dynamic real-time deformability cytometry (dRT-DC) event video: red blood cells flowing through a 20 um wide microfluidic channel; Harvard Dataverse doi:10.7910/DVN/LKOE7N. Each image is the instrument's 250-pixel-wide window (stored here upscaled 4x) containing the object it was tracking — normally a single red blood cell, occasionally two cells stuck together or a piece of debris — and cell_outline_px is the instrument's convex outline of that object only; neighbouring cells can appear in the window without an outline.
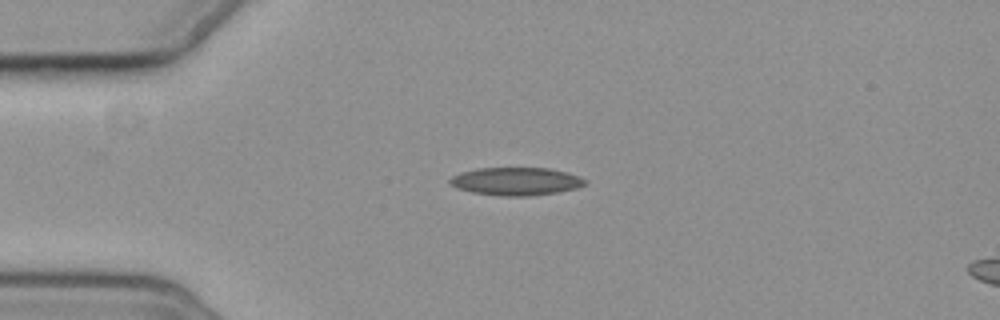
{"species": "common noctule bat (a hibernating species)", "species_latin": "Nyctalus noctula", "temperature_condition": "cold", "stored_images_in_passage": 5, "camera_frame_rate_fps": 3000, "um_per_image_px": 0.085, "animal": {"sex": "female", "body_mass_g": 19.3, "forearm_length_mm": 54.1}, "frame": {"image": 1, "passage_image": 3, "time_ms": 3.667, "image_size_px": [1000, 320], "cell_outline_px": [[588, 184], [576, 188], [556, 192], [528, 196], [504, 196], [472, 192], [456, 188], [448, 180], [452, 176], [460, 172], [476, 168], [548, 168], [568, 172], [580, 176], [588, 180]], "centroid_in_image_um": [43.89, 15.4], "position_along_channel_um": 41.1, "area_um2": 22.08}}
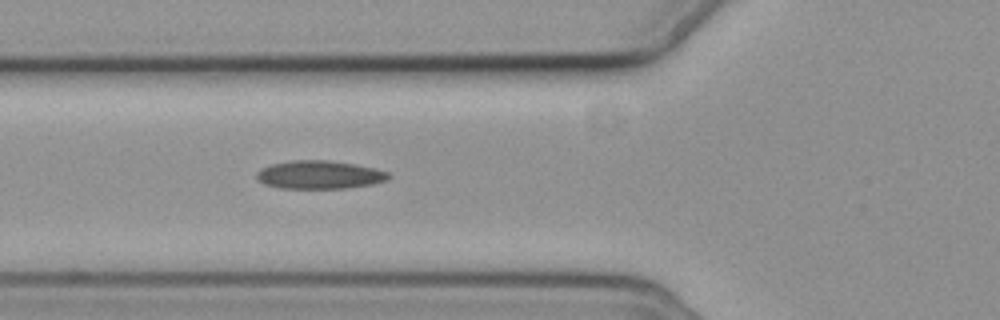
{"frame": {"image": 2, "passage_image": 5, "time_ms": 6.0, "image_size_px": [1000, 320], "cell_outline_px": [[392, 176], [388, 180], [372, 184], [348, 188], [280, 188], [264, 184], [256, 176], [256, 172], [260, 168], [272, 164], [292, 160], [328, 160], [352, 164], [372, 168], [388, 172]], "centroid_in_image_um": [27.15, 14.86], "position_along_channel_um": 98.7, "area_um2": 21.62}}